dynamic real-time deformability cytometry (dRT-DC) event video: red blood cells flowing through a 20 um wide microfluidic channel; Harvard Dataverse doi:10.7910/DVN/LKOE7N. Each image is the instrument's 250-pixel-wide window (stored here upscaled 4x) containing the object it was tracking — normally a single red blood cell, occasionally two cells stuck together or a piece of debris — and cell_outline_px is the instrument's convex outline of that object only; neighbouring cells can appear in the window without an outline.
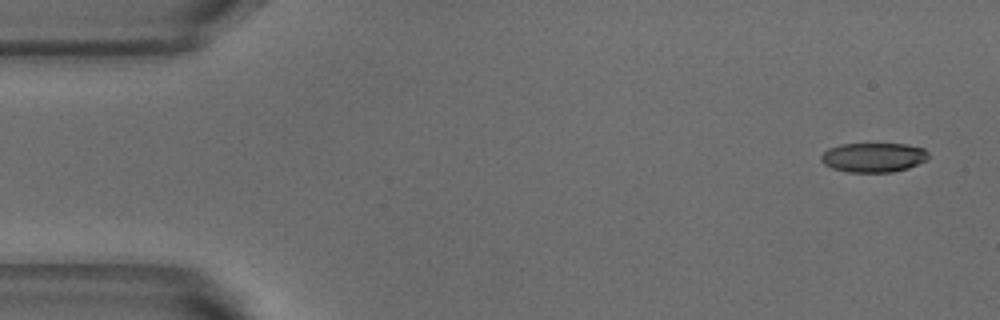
{"species": "common noctule bat (a hibernating species)", "species_latin": "Nyctalus noctula", "temperature_condition": "warm", "stored_images_in_passage": 4, "camera_frame_rate_fps": 3000, "um_per_image_px": 0.085, "animal": {"sex": "male", "body_mass_g": 18.8}, "frame": {"image": 1, "passage_image": 1, "time_ms": 0.0, "image_size_px": [1000, 320], "cell_outline_px": [[928, 160], [908, 168], [892, 172], [848, 172], [832, 168], [824, 164], [820, 160], [820, 156], [828, 148], [840, 144], [908, 144], [924, 148], [928, 152]], "centroid_in_image_um": [74.25, 13.38], "position_along_channel_um": 10.7, "area_um2": 18.55}}
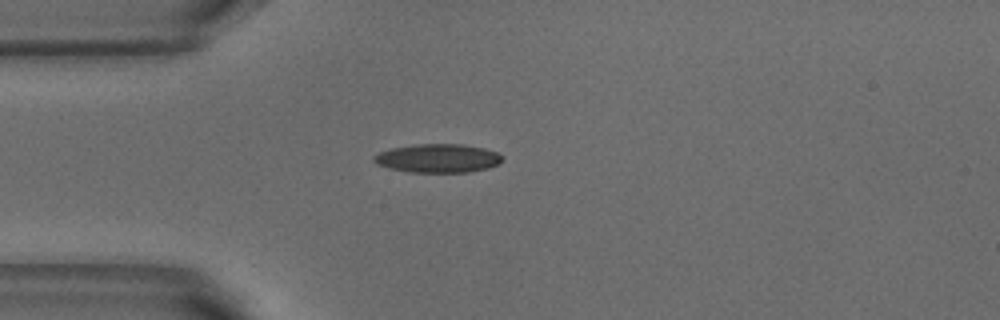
{"frame": {"image": 2, "passage_image": 4, "time_ms": 1.0, "image_size_px": [1000, 320], "cell_outline_px": [[504, 160], [500, 164], [488, 168], [468, 172], [408, 172], [388, 168], [376, 164], [372, 160], [372, 156], [380, 152], [392, 148], [412, 144], [464, 144], [484, 148], [496, 152], [504, 156]], "centroid_in_image_um": [37.23, 13.45], "position_along_channel_um": 47.8, "area_um2": 21.73}}